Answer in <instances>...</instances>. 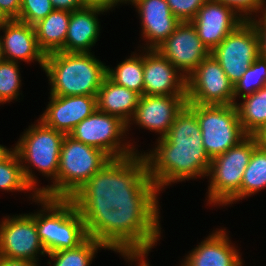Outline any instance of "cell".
Here are the masks:
<instances>
[{"instance_id": "5", "label": "cell", "mask_w": 266, "mask_h": 266, "mask_svg": "<svg viewBox=\"0 0 266 266\" xmlns=\"http://www.w3.org/2000/svg\"><path fill=\"white\" fill-rule=\"evenodd\" d=\"M107 67L90 52H54L46 55L44 70L52 83L51 95L96 96Z\"/></svg>"}, {"instance_id": "29", "label": "cell", "mask_w": 266, "mask_h": 266, "mask_svg": "<svg viewBox=\"0 0 266 266\" xmlns=\"http://www.w3.org/2000/svg\"><path fill=\"white\" fill-rule=\"evenodd\" d=\"M15 61L0 59V102L17 96L19 90V71Z\"/></svg>"}, {"instance_id": "39", "label": "cell", "mask_w": 266, "mask_h": 266, "mask_svg": "<svg viewBox=\"0 0 266 266\" xmlns=\"http://www.w3.org/2000/svg\"><path fill=\"white\" fill-rule=\"evenodd\" d=\"M13 151H9L0 145V162L6 159Z\"/></svg>"}, {"instance_id": "30", "label": "cell", "mask_w": 266, "mask_h": 266, "mask_svg": "<svg viewBox=\"0 0 266 266\" xmlns=\"http://www.w3.org/2000/svg\"><path fill=\"white\" fill-rule=\"evenodd\" d=\"M54 10L51 0H21L19 21L34 25Z\"/></svg>"}, {"instance_id": "12", "label": "cell", "mask_w": 266, "mask_h": 266, "mask_svg": "<svg viewBox=\"0 0 266 266\" xmlns=\"http://www.w3.org/2000/svg\"><path fill=\"white\" fill-rule=\"evenodd\" d=\"M156 50L176 68L190 74L210 55L191 22H181Z\"/></svg>"}, {"instance_id": "4", "label": "cell", "mask_w": 266, "mask_h": 266, "mask_svg": "<svg viewBox=\"0 0 266 266\" xmlns=\"http://www.w3.org/2000/svg\"><path fill=\"white\" fill-rule=\"evenodd\" d=\"M47 210L53 211L35 219L37 233L46 253L75 248L81 244L109 215L101 205L80 199H53L38 196Z\"/></svg>"}, {"instance_id": "13", "label": "cell", "mask_w": 266, "mask_h": 266, "mask_svg": "<svg viewBox=\"0 0 266 266\" xmlns=\"http://www.w3.org/2000/svg\"><path fill=\"white\" fill-rule=\"evenodd\" d=\"M0 226V256L35 262L40 248L42 254L46 252L31 215L7 219Z\"/></svg>"}, {"instance_id": "11", "label": "cell", "mask_w": 266, "mask_h": 266, "mask_svg": "<svg viewBox=\"0 0 266 266\" xmlns=\"http://www.w3.org/2000/svg\"><path fill=\"white\" fill-rule=\"evenodd\" d=\"M234 98L233 83L211 54L186 77L187 103L235 105Z\"/></svg>"}, {"instance_id": "32", "label": "cell", "mask_w": 266, "mask_h": 266, "mask_svg": "<svg viewBox=\"0 0 266 266\" xmlns=\"http://www.w3.org/2000/svg\"><path fill=\"white\" fill-rule=\"evenodd\" d=\"M218 2L223 3L224 5L230 7L233 9L237 8L239 10H243V11H255L257 9H259L261 7V5L263 4V0H215Z\"/></svg>"}, {"instance_id": "16", "label": "cell", "mask_w": 266, "mask_h": 266, "mask_svg": "<svg viewBox=\"0 0 266 266\" xmlns=\"http://www.w3.org/2000/svg\"><path fill=\"white\" fill-rule=\"evenodd\" d=\"M187 104L186 95H142L136 107L134 117L140 125L148 129L163 132L165 137L176 115Z\"/></svg>"}, {"instance_id": "21", "label": "cell", "mask_w": 266, "mask_h": 266, "mask_svg": "<svg viewBox=\"0 0 266 266\" xmlns=\"http://www.w3.org/2000/svg\"><path fill=\"white\" fill-rule=\"evenodd\" d=\"M139 99L138 93L114 83L106 76L96 95L97 110L119 117L128 124V115L135 113Z\"/></svg>"}, {"instance_id": "38", "label": "cell", "mask_w": 266, "mask_h": 266, "mask_svg": "<svg viewBox=\"0 0 266 266\" xmlns=\"http://www.w3.org/2000/svg\"><path fill=\"white\" fill-rule=\"evenodd\" d=\"M259 144L266 148V126L256 136Z\"/></svg>"}, {"instance_id": "15", "label": "cell", "mask_w": 266, "mask_h": 266, "mask_svg": "<svg viewBox=\"0 0 266 266\" xmlns=\"http://www.w3.org/2000/svg\"><path fill=\"white\" fill-rule=\"evenodd\" d=\"M50 102L40 122L66 135L97 109L96 96L51 95Z\"/></svg>"}, {"instance_id": "37", "label": "cell", "mask_w": 266, "mask_h": 266, "mask_svg": "<svg viewBox=\"0 0 266 266\" xmlns=\"http://www.w3.org/2000/svg\"><path fill=\"white\" fill-rule=\"evenodd\" d=\"M0 266H36V264L29 260L10 259L0 256Z\"/></svg>"}, {"instance_id": "3", "label": "cell", "mask_w": 266, "mask_h": 266, "mask_svg": "<svg viewBox=\"0 0 266 266\" xmlns=\"http://www.w3.org/2000/svg\"><path fill=\"white\" fill-rule=\"evenodd\" d=\"M158 212L142 224L135 225L128 217L110 214L81 244L75 248L49 253L54 266H89L97 247L119 250L127 257H142L156 242Z\"/></svg>"}, {"instance_id": "26", "label": "cell", "mask_w": 266, "mask_h": 266, "mask_svg": "<svg viewBox=\"0 0 266 266\" xmlns=\"http://www.w3.org/2000/svg\"><path fill=\"white\" fill-rule=\"evenodd\" d=\"M19 156L14 150L6 159L0 162V189L26 190L35 183L33 175L18 162Z\"/></svg>"}, {"instance_id": "17", "label": "cell", "mask_w": 266, "mask_h": 266, "mask_svg": "<svg viewBox=\"0 0 266 266\" xmlns=\"http://www.w3.org/2000/svg\"><path fill=\"white\" fill-rule=\"evenodd\" d=\"M150 52L147 57L143 58V94L186 95V77L178 79L175 73L177 71L174 69L176 67L167 58L156 49H151Z\"/></svg>"}, {"instance_id": "2", "label": "cell", "mask_w": 266, "mask_h": 266, "mask_svg": "<svg viewBox=\"0 0 266 266\" xmlns=\"http://www.w3.org/2000/svg\"><path fill=\"white\" fill-rule=\"evenodd\" d=\"M57 199H80L135 224L131 178L103 151L65 135L57 171Z\"/></svg>"}, {"instance_id": "22", "label": "cell", "mask_w": 266, "mask_h": 266, "mask_svg": "<svg viewBox=\"0 0 266 266\" xmlns=\"http://www.w3.org/2000/svg\"><path fill=\"white\" fill-rule=\"evenodd\" d=\"M187 258L183 266H241L236 250L228 244L222 232H216Z\"/></svg>"}, {"instance_id": "9", "label": "cell", "mask_w": 266, "mask_h": 266, "mask_svg": "<svg viewBox=\"0 0 266 266\" xmlns=\"http://www.w3.org/2000/svg\"><path fill=\"white\" fill-rule=\"evenodd\" d=\"M66 134L49 128L42 122L36 125L23 136L20 143L15 148L19 159H27L39 168L42 173L53 175L55 185L41 190H37L38 196L57 199V171L59 167V157L61 146Z\"/></svg>"}, {"instance_id": "7", "label": "cell", "mask_w": 266, "mask_h": 266, "mask_svg": "<svg viewBox=\"0 0 266 266\" xmlns=\"http://www.w3.org/2000/svg\"><path fill=\"white\" fill-rule=\"evenodd\" d=\"M196 115L202 143L210 160L239 144L248 135L239 121L235 105L186 104Z\"/></svg>"}, {"instance_id": "14", "label": "cell", "mask_w": 266, "mask_h": 266, "mask_svg": "<svg viewBox=\"0 0 266 266\" xmlns=\"http://www.w3.org/2000/svg\"><path fill=\"white\" fill-rule=\"evenodd\" d=\"M233 11L234 9L221 2L208 0L191 21L198 37L210 52L241 23L248 20L236 19Z\"/></svg>"}, {"instance_id": "40", "label": "cell", "mask_w": 266, "mask_h": 266, "mask_svg": "<svg viewBox=\"0 0 266 266\" xmlns=\"http://www.w3.org/2000/svg\"><path fill=\"white\" fill-rule=\"evenodd\" d=\"M10 19L4 14V12L0 8V26L8 22Z\"/></svg>"}, {"instance_id": "1", "label": "cell", "mask_w": 266, "mask_h": 266, "mask_svg": "<svg viewBox=\"0 0 266 266\" xmlns=\"http://www.w3.org/2000/svg\"><path fill=\"white\" fill-rule=\"evenodd\" d=\"M156 150L148 157L140 156L137 170L131 178L135 225L142 224L157 212L156 192L159 187L175 180L206 174L209 170L211 160L202 143L199 121L187 105L176 115Z\"/></svg>"}, {"instance_id": "6", "label": "cell", "mask_w": 266, "mask_h": 266, "mask_svg": "<svg viewBox=\"0 0 266 266\" xmlns=\"http://www.w3.org/2000/svg\"><path fill=\"white\" fill-rule=\"evenodd\" d=\"M127 124L119 117L95 110L69 133L74 140L105 152L130 178L137 170L140 157L122 149L117 151L118 136L125 132ZM118 145V146H117Z\"/></svg>"}, {"instance_id": "23", "label": "cell", "mask_w": 266, "mask_h": 266, "mask_svg": "<svg viewBox=\"0 0 266 266\" xmlns=\"http://www.w3.org/2000/svg\"><path fill=\"white\" fill-rule=\"evenodd\" d=\"M70 17V11L54 9L44 19L33 25L38 45L45 55L63 52Z\"/></svg>"}, {"instance_id": "27", "label": "cell", "mask_w": 266, "mask_h": 266, "mask_svg": "<svg viewBox=\"0 0 266 266\" xmlns=\"http://www.w3.org/2000/svg\"><path fill=\"white\" fill-rule=\"evenodd\" d=\"M143 57H132L118 65L116 72L107 69V76L116 84L143 95Z\"/></svg>"}, {"instance_id": "34", "label": "cell", "mask_w": 266, "mask_h": 266, "mask_svg": "<svg viewBox=\"0 0 266 266\" xmlns=\"http://www.w3.org/2000/svg\"><path fill=\"white\" fill-rule=\"evenodd\" d=\"M54 9L73 12L84 7L82 0H51Z\"/></svg>"}, {"instance_id": "25", "label": "cell", "mask_w": 266, "mask_h": 266, "mask_svg": "<svg viewBox=\"0 0 266 266\" xmlns=\"http://www.w3.org/2000/svg\"><path fill=\"white\" fill-rule=\"evenodd\" d=\"M264 187H266V148L258 144L244 171L240 191L229 202L250 195Z\"/></svg>"}, {"instance_id": "19", "label": "cell", "mask_w": 266, "mask_h": 266, "mask_svg": "<svg viewBox=\"0 0 266 266\" xmlns=\"http://www.w3.org/2000/svg\"><path fill=\"white\" fill-rule=\"evenodd\" d=\"M138 5L144 36L154 41L150 49L159 47L181 23L170 11L166 0H130Z\"/></svg>"}, {"instance_id": "18", "label": "cell", "mask_w": 266, "mask_h": 266, "mask_svg": "<svg viewBox=\"0 0 266 266\" xmlns=\"http://www.w3.org/2000/svg\"><path fill=\"white\" fill-rule=\"evenodd\" d=\"M1 27L6 28L4 42L0 39L1 59L12 62L14 61L13 58L27 61L37 59L44 68L46 55L38 45L33 25L12 19L0 26V29ZM6 53L10 56L8 59L3 56Z\"/></svg>"}, {"instance_id": "36", "label": "cell", "mask_w": 266, "mask_h": 266, "mask_svg": "<svg viewBox=\"0 0 266 266\" xmlns=\"http://www.w3.org/2000/svg\"><path fill=\"white\" fill-rule=\"evenodd\" d=\"M119 1L122 0H82V3L84 4V6L97 7L104 10H108L111 6H113Z\"/></svg>"}, {"instance_id": "20", "label": "cell", "mask_w": 266, "mask_h": 266, "mask_svg": "<svg viewBox=\"0 0 266 266\" xmlns=\"http://www.w3.org/2000/svg\"><path fill=\"white\" fill-rule=\"evenodd\" d=\"M104 11L97 7L84 6L71 12L63 52H87L97 40L98 21L94 13Z\"/></svg>"}, {"instance_id": "33", "label": "cell", "mask_w": 266, "mask_h": 266, "mask_svg": "<svg viewBox=\"0 0 266 266\" xmlns=\"http://www.w3.org/2000/svg\"><path fill=\"white\" fill-rule=\"evenodd\" d=\"M0 8L10 20H18L21 0H0Z\"/></svg>"}, {"instance_id": "31", "label": "cell", "mask_w": 266, "mask_h": 266, "mask_svg": "<svg viewBox=\"0 0 266 266\" xmlns=\"http://www.w3.org/2000/svg\"><path fill=\"white\" fill-rule=\"evenodd\" d=\"M170 11L180 22H191L208 0H166Z\"/></svg>"}, {"instance_id": "28", "label": "cell", "mask_w": 266, "mask_h": 266, "mask_svg": "<svg viewBox=\"0 0 266 266\" xmlns=\"http://www.w3.org/2000/svg\"><path fill=\"white\" fill-rule=\"evenodd\" d=\"M264 86H266V58L259 55L253 64L246 69L241 78L234 84V97L242 90H247V93L245 92L242 94V97H244L256 92Z\"/></svg>"}, {"instance_id": "24", "label": "cell", "mask_w": 266, "mask_h": 266, "mask_svg": "<svg viewBox=\"0 0 266 266\" xmlns=\"http://www.w3.org/2000/svg\"><path fill=\"white\" fill-rule=\"evenodd\" d=\"M242 98L245 102L236 105L239 121L247 135L257 136L266 126V86Z\"/></svg>"}, {"instance_id": "35", "label": "cell", "mask_w": 266, "mask_h": 266, "mask_svg": "<svg viewBox=\"0 0 266 266\" xmlns=\"http://www.w3.org/2000/svg\"><path fill=\"white\" fill-rule=\"evenodd\" d=\"M263 22V27L259 24L257 25L256 22H252L257 30L258 36H259V50H260V55L264 58H266V11L264 15V21Z\"/></svg>"}, {"instance_id": "41", "label": "cell", "mask_w": 266, "mask_h": 266, "mask_svg": "<svg viewBox=\"0 0 266 266\" xmlns=\"http://www.w3.org/2000/svg\"><path fill=\"white\" fill-rule=\"evenodd\" d=\"M140 265L141 266H148L147 263H145V261H142V263Z\"/></svg>"}, {"instance_id": "10", "label": "cell", "mask_w": 266, "mask_h": 266, "mask_svg": "<svg viewBox=\"0 0 266 266\" xmlns=\"http://www.w3.org/2000/svg\"><path fill=\"white\" fill-rule=\"evenodd\" d=\"M259 36L252 21H244L210 54L220 63L233 85L260 55Z\"/></svg>"}, {"instance_id": "8", "label": "cell", "mask_w": 266, "mask_h": 266, "mask_svg": "<svg viewBox=\"0 0 266 266\" xmlns=\"http://www.w3.org/2000/svg\"><path fill=\"white\" fill-rule=\"evenodd\" d=\"M258 144L256 136L248 135L239 144L211 160L208 173L213 172L209 190L212 202L228 204L240 191L244 171Z\"/></svg>"}]
</instances>
